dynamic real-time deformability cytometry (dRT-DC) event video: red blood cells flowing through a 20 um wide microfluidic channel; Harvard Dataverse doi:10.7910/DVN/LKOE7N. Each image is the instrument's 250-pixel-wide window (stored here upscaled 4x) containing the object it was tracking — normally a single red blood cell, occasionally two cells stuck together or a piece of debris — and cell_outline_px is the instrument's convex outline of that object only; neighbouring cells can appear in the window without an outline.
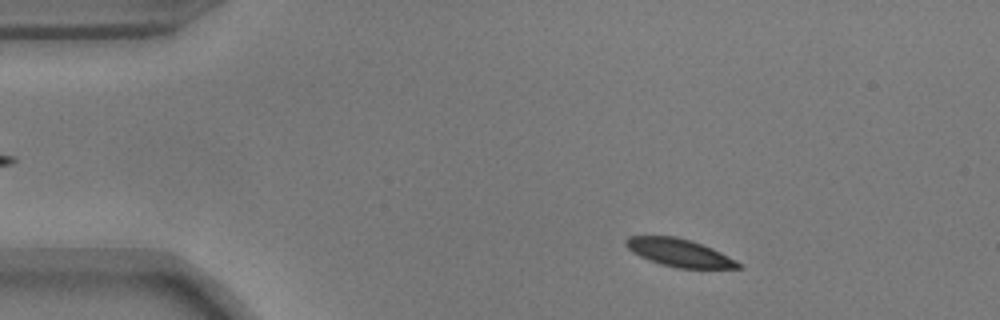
{"species": "common noctule bat (a hibernating species)", "species_latin": "Nyctalus noctula", "temperature_condition": "warm", "stored_images_in_passage": 17, "camera_frame_rate_fps": 3000, "um_per_image_px": 0.085, "animal": {"sex": "male", "body_mass_g": 17.9}, "frame": {"image": 1, "passage_image": 5, "time_ms": 1.333, "image_size_px": [1000, 320], "cell_outline_px": [[744, 268], [676, 268], [660, 264], [648, 260], [632, 252], [624, 244], [624, 240], [628, 236], [676, 236], [692, 240], [712, 248], [736, 260]], "centroid_in_image_um": [57.71, 21.47], "position_along_channel_um": 27.3, "area_um2": 18.26}}
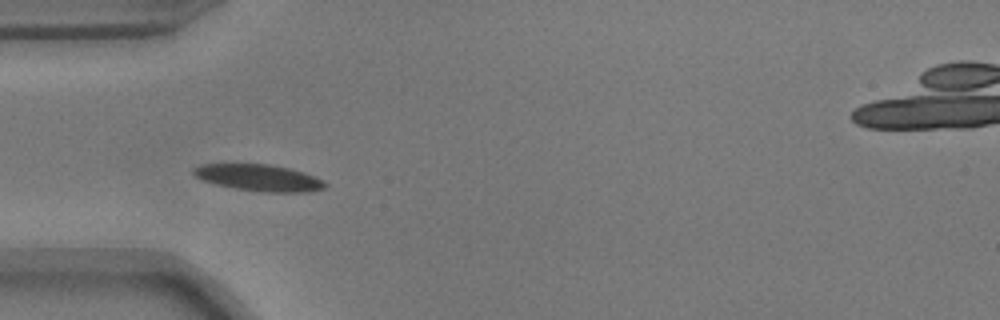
{"frame": {"image": 2, "passage_image": 13, "time_ms": 4.0, "image_size_px": [1000, 320], "cell_outline_px": [[328, 184], [324, 188], [308, 192], [264, 192], [236, 188], [216, 184], [204, 180], [196, 176], [192, 172], [192, 168], [200, 164], [268, 164], [288, 168], [304, 172], [324, 180]], "centroid_in_image_um": [22.03, 15.1], "position_along_channel_um": 63.0, "area_um2": 20.29}}